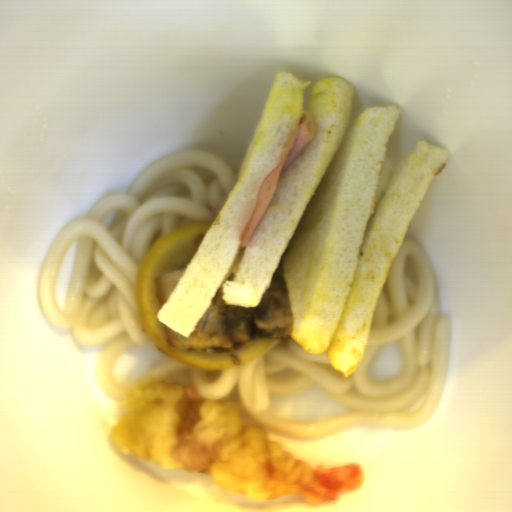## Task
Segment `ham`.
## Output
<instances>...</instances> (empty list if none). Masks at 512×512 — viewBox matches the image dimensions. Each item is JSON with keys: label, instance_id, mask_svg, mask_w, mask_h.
I'll list each match as a JSON object with an SVG mask.
<instances>
[{"label": "ham", "instance_id": "obj_1", "mask_svg": "<svg viewBox=\"0 0 512 512\" xmlns=\"http://www.w3.org/2000/svg\"><path fill=\"white\" fill-rule=\"evenodd\" d=\"M316 133L315 123L311 114L302 110L297 129L285 142L278 164L266 175L258 187L253 209L245 223L240 247L250 240L263 216L265 215L276 192L280 174L299 156L304 147L310 143Z\"/></svg>", "mask_w": 512, "mask_h": 512}]
</instances>
